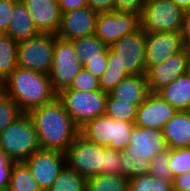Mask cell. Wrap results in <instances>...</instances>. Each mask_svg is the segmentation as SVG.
Listing matches in <instances>:
<instances>
[{
    "instance_id": "cell-1",
    "label": "cell",
    "mask_w": 190,
    "mask_h": 191,
    "mask_svg": "<svg viewBox=\"0 0 190 191\" xmlns=\"http://www.w3.org/2000/svg\"><path fill=\"white\" fill-rule=\"evenodd\" d=\"M146 73L145 31L140 28L109 46L107 69L99 87L108 93L127 76Z\"/></svg>"
},
{
    "instance_id": "cell-2",
    "label": "cell",
    "mask_w": 190,
    "mask_h": 191,
    "mask_svg": "<svg viewBox=\"0 0 190 191\" xmlns=\"http://www.w3.org/2000/svg\"><path fill=\"white\" fill-rule=\"evenodd\" d=\"M28 115L35 125L40 149L65 153L79 135V128L57 97Z\"/></svg>"
},
{
    "instance_id": "cell-3",
    "label": "cell",
    "mask_w": 190,
    "mask_h": 191,
    "mask_svg": "<svg viewBox=\"0 0 190 191\" xmlns=\"http://www.w3.org/2000/svg\"><path fill=\"white\" fill-rule=\"evenodd\" d=\"M0 90L26 114L57 97L49 75L19 66L0 84Z\"/></svg>"
},
{
    "instance_id": "cell-4",
    "label": "cell",
    "mask_w": 190,
    "mask_h": 191,
    "mask_svg": "<svg viewBox=\"0 0 190 191\" xmlns=\"http://www.w3.org/2000/svg\"><path fill=\"white\" fill-rule=\"evenodd\" d=\"M0 149L12 162H24L40 149L31 117L23 113L0 133Z\"/></svg>"
},
{
    "instance_id": "cell-5",
    "label": "cell",
    "mask_w": 190,
    "mask_h": 191,
    "mask_svg": "<svg viewBox=\"0 0 190 191\" xmlns=\"http://www.w3.org/2000/svg\"><path fill=\"white\" fill-rule=\"evenodd\" d=\"M107 95L102 90L83 92L67 88L57 98L80 129L90 120L105 115Z\"/></svg>"
},
{
    "instance_id": "cell-6",
    "label": "cell",
    "mask_w": 190,
    "mask_h": 191,
    "mask_svg": "<svg viewBox=\"0 0 190 191\" xmlns=\"http://www.w3.org/2000/svg\"><path fill=\"white\" fill-rule=\"evenodd\" d=\"M184 14L172 0H146L140 14V28L149 33H181Z\"/></svg>"
},
{
    "instance_id": "cell-7",
    "label": "cell",
    "mask_w": 190,
    "mask_h": 191,
    "mask_svg": "<svg viewBox=\"0 0 190 191\" xmlns=\"http://www.w3.org/2000/svg\"><path fill=\"white\" fill-rule=\"evenodd\" d=\"M82 68L83 64L75 52L72 41L63 40L55 35L52 67L48 74L53 91L59 94L69 88Z\"/></svg>"
},
{
    "instance_id": "cell-8",
    "label": "cell",
    "mask_w": 190,
    "mask_h": 191,
    "mask_svg": "<svg viewBox=\"0 0 190 191\" xmlns=\"http://www.w3.org/2000/svg\"><path fill=\"white\" fill-rule=\"evenodd\" d=\"M55 35L40 33L18 43L17 66L48 75L53 61Z\"/></svg>"
},
{
    "instance_id": "cell-9",
    "label": "cell",
    "mask_w": 190,
    "mask_h": 191,
    "mask_svg": "<svg viewBox=\"0 0 190 191\" xmlns=\"http://www.w3.org/2000/svg\"><path fill=\"white\" fill-rule=\"evenodd\" d=\"M66 165L82 177L101 174L103 146L87 141L80 134L65 152Z\"/></svg>"
},
{
    "instance_id": "cell-10",
    "label": "cell",
    "mask_w": 190,
    "mask_h": 191,
    "mask_svg": "<svg viewBox=\"0 0 190 191\" xmlns=\"http://www.w3.org/2000/svg\"><path fill=\"white\" fill-rule=\"evenodd\" d=\"M140 29V15L110 11L98 13L95 35L108 47Z\"/></svg>"
},
{
    "instance_id": "cell-11",
    "label": "cell",
    "mask_w": 190,
    "mask_h": 191,
    "mask_svg": "<svg viewBox=\"0 0 190 191\" xmlns=\"http://www.w3.org/2000/svg\"><path fill=\"white\" fill-rule=\"evenodd\" d=\"M42 191H47L66 165L65 153L39 149L24 161Z\"/></svg>"
},
{
    "instance_id": "cell-12",
    "label": "cell",
    "mask_w": 190,
    "mask_h": 191,
    "mask_svg": "<svg viewBox=\"0 0 190 191\" xmlns=\"http://www.w3.org/2000/svg\"><path fill=\"white\" fill-rule=\"evenodd\" d=\"M184 49L181 33L145 32L146 71Z\"/></svg>"
},
{
    "instance_id": "cell-13",
    "label": "cell",
    "mask_w": 190,
    "mask_h": 191,
    "mask_svg": "<svg viewBox=\"0 0 190 191\" xmlns=\"http://www.w3.org/2000/svg\"><path fill=\"white\" fill-rule=\"evenodd\" d=\"M97 16L98 13L89 6L62 13L56 36L69 41L92 36L95 34Z\"/></svg>"
},
{
    "instance_id": "cell-14",
    "label": "cell",
    "mask_w": 190,
    "mask_h": 191,
    "mask_svg": "<svg viewBox=\"0 0 190 191\" xmlns=\"http://www.w3.org/2000/svg\"><path fill=\"white\" fill-rule=\"evenodd\" d=\"M167 149L163 130L135 126L128 147L122 152L129 155L144 156L152 161L158 153Z\"/></svg>"
},
{
    "instance_id": "cell-15",
    "label": "cell",
    "mask_w": 190,
    "mask_h": 191,
    "mask_svg": "<svg viewBox=\"0 0 190 191\" xmlns=\"http://www.w3.org/2000/svg\"><path fill=\"white\" fill-rule=\"evenodd\" d=\"M178 111L157 93H150L146 101L138 107L134 124L138 127H149L163 130L165 123Z\"/></svg>"
},
{
    "instance_id": "cell-16",
    "label": "cell",
    "mask_w": 190,
    "mask_h": 191,
    "mask_svg": "<svg viewBox=\"0 0 190 191\" xmlns=\"http://www.w3.org/2000/svg\"><path fill=\"white\" fill-rule=\"evenodd\" d=\"M185 73H187V60L184 48L146 73L148 87L152 93H156Z\"/></svg>"
},
{
    "instance_id": "cell-17",
    "label": "cell",
    "mask_w": 190,
    "mask_h": 191,
    "mask_svg": "<svg viewBox=\"0 0 190 191\" xmlns=\"http://www.w3.org/2000/svg\"><path fill=\"white\" fill-rule=\"evenodd\" d=\"M30 12L31 18L40 33L56 35L61 12L58 0H21Z\"/></svg>"
},
{
    "instance_id": "cell-18",
    "label": "cell",
    "mask_w": 190,
    "mask_h": 191,
    "mask_svg": "<svg viewBox=\"0 0 190 191\" xmlns=\"http://www.w3.org/2000/svg\"><path fill=\"white\" fill-rule=\"evenodd\" d=\"M151 91L148 87L146 74L129 75L121 80L108 95L120 101H130V103L140 106L143 104Z\"/></svg>"
},
{
    "instance_id": "cell-19",
    "label": "cell",
    "mask_w": 190,
    "mask_h": 191,
    "mask_svg": "<svg viewBox=\"0 0 190 191\" xmlns=\"http://www.w3.org/2000/svg\"><path fill=\"white\" fill-rule=\"evenodd\" d=\"M169 149L190 147V116L187 111H178L163 128Z\"/></svg>"
},
{
    "instance_id": "cell-20",
    "label": "cell",
    "mask_w": 190,
    "mask_h": 191,
    "mask_svg": "<svg viewBox=\"0 0 190 191\" xmlns=\"http://www.w3.org/2000/svg\"><path fill=\"white\" fill-rule=\"evenodd\" d=\"M40 34L27 7L19 0L15 6L6 35L17 42L30 40Z\"/></svg>"
},
{
    "instance_id": "cell-21",
    "label": "cell",
    "mask_w": 190,
    "mask_h": 191,
    "mask_svg": "<svg viewBox=\"0 0 190 191\" xmlns=\"http://www.w3.org/2000/svg\"><path fill=\"white\" fill-rule=\"evenodd\" d=\"M156 93L177 111H187L190 107V73L181 75Z\"/></svg>"
},
{
    "instance_id": "cell-22",
    "label": "cell",
    "mask_w": 190,
    "mask_h": 191,
    "mask_svg": "<svg viewBox=\"0 0 190 191\" xmlns=\"http://www.w3.org/2000/svg\"><path fill=\"white\" fill-rule=\"evenodd\" d=\"M87 141L107 147L111 141V117L98 116L79 129Z\"/></svg>"
},
{
    "instance_id": "cell-23",
    "label": "cell",
    "mask_w": 190,
    "mask_h": 191,
    "mask_svg": "<svg viewBox=\"0 0 190 191\" xmlns=\"http://www.w3.org/2000/svg\"><path fill=\"white\" fill-rule=\"evenodd\" d=\"M18 43L6 34H0V84L17 67Z\"/></svg>"
},
{
    "instance_id": "cell-24",
    "label": "cell",
    "mask_w": 190,
    "mask_h": 191,
    "mask_svg": "<svg viewBox=\"0 0 190 191\" xmlns=\"http://www.w3.org/2000/svg\"><path fill=\"white\" fill-rule=\"evenodd\" d=\"M75 52L83 66L90 59L101 58L109 47L103 43L95 34L72 40Z\"/></svg>"
},
{
    "instance_id": "cell-25",
    "label": "cell",
    "mask_w": 190,
    "mask_h": 191,
    "mask_svg": "<svg viewBox=\"0 0 190 191\" xmlns=\"http://www.w3.org/2000/svg\"><path fill=\"white\" fill-rule=\"evenodd\" d=\"M86 191H129V178L118 175H95L86 179Z\"/></svg>"
},
{
    "instance_id": "cell-26",
    "label": "cell",
    "mask_w": 190,
    "mask_h": 191,
    "mask_svg": "<svg viewBox=\"0 0 190 191\" xmlns=\"http://www.w3.org/2000/svg\"><path fill=\"white\" fill-rule=\"evenodd\" d=\"M8 189L11 191H42L24 162L13 164Z\"/></svg>"
},
{
    "instance_id": "cell-27",
    "label": "cell",
    "mask_w": 190,
    "mask_h": 191,
    "mask_svg": "<svg viewBox=\"0 0 190 191\" xmlns=\"http://www.w3.org/2000/svg\"><path fill=\"white\" fill-rule=\"evenodd\" d=\"M47 191H86V178L65 165Z\"/></svg>"
},
{
    "instance_id": "cell-28",
    "label": "cell",
    "mask_w": 190,
    "mask_h": 191,
    "mask_svg": "<svg viewBox=\"0 0 190 191\" xmlns=\"http://www.w3.org/2000/svg\"><path fill=\"white\" fill-rule=\"evenodd\" d=\"M138 105L107 95L105 115L113 120L135 122Z\"/></svg>"
},
{
    "instance_id": "cell-29",
    "label": "cell",
    "mask_w": 190,
    "mask_h": 191,
    "mask_svg": "<svg viewBox=\"0 0 190 191\" xmlns=\"http://www.w3.org/2000/svg\"><path fill=\"white\" fill-rule=\"evenodd\" d=\"M121 175L127 178L149 174L151 161L144 156L124 154L120 151Z\"/></svg>"
},
{
    "instance_id": "cell-30",
    "label": "cell",
    "mask_w": 190,
    "mask_h": 191,
    "mask_svg": "<svg viewBox=\"0 0 190 191\" xmlns=\"http://www.w3.org/2000/svg\"><path fill=\"white\" fill-rule=\"evenodd\" d=\"M135 126L134 122L113 120L111 118V141L107 147L117 151L126 149Z\"/></svg>"
},
{
    "instance_id": "cell-31",
    "label": "cell",
    "mask_w": 190,
    "mask_h": 191,
    "mask_svg": "<svg viewBox=\"0 0 190 191\" xmlns=\"http://www.w3.org/2000/svg\"><path fill=\"white\" fill-rule=\"evenodd\" d=\"M129 191H173V185L172 182L145 174L129 178Z\"/></svg>"
},
{
    "instance_id": "cell-32",
    "label": "cell",
    "mask_w": 190,
    "mask_h": 191,
    "mask_svg": "<svg viewBox=\"0 0 190 191\" xmlns=\"http://www.w3.org/2000/svg\"><path fill=\"white\" fill-rule=\"evenodd\" d=\"M22 114L17 104L0 90V133Z\"/></svg>"
},
{
    "instance_id": "cell-33",
    "label": "cell",
    "mask_w": 190,
    "mask_h": 191,
    "mask_svg": "<svg viewBox=\"0 0 190 191\" xmlns=\"http://www.w3.org/2000/svg\"><path fill=\"white\" fill-rule=\"evenodd\" d=\"M169 168L174 177L190 170V147L169 149Z\"/></svg>"
},
{
    "instance_id": "cell-34",
    "label": "cell",
    "mask_w": 190,
    "mask_h": 191,
    "mask_svg": "<svg viewBox=\"0 0 190 191\" xmlns=\"http://www.w3.org/2000/svg\"><path fill=\"white\" fill-rule=\"evenodd\" d=\"M169 148L158 153L151 161L149 174L156 179L173 182V176L169 168Z\"/></svg>"
},
{
    "instance_id": "cell-35",
    "label": "cell",
    "mask_w": 190,
    "mask_h": 191,
    "mask_svg": "<svg viewBox=\"0 0 190 191\" xmlns=\"http://www.w3.org/2000/svg\"><path fill=\"white\" fill-rule=\"evenodd\" d=\"M69 88L83 92L101 90L99 87V79L93 76L84 67L76 75L75 79L73 80Z\"/></svg>"
},
{
    "instance_id": "cell-36",
    "label": "cell",
    "mask_w": 190,
    "mask_h": 191,
    "mask_svg": "<svg viewBox=\"0 0 190 191\" xmlns=\"http://www.w3.org/2000/svg\"><path fill=\"white\" fill-rule=\"evenodd\" d=\"M120 163V151L103 147V166L101 167V174H121Z\"/></svg>"
},
{
    "instance_id": "cell-37",
    "label": "cell",
    "mask_w": 190,
    "mask_h": 191,
    "mask_svg": "<svg viewBox=\"0 0 190 191\" xmlns=\"http://www.w3.org/2000/svg\"><path fill=\"white\" fill-rule=\"evenodd\" d=\"M19 0H0V34H6L15 4Z\"/></svg>"
},
{
    "instance_id": "cell-38",
    "label": "cell",
    "mask_w": 190,
    "mask_h": 191,
    "mask_svg": "<svg viewBox=\"0 0 190 191\" xmlns=\"http://www.w3.org/2000/svg\"><path fill=\"white\" fill-rule=\"evenodd\" d=\"M107 62L108 49L103 54H101V58L90 59L83 67L93 76L100 79L107 69Z\"/></svg>"
},
{
    "instance_id": "cell-39",
    "label": "cell",
    "mask_w": 190,
    "mask_h": 191,
    "mask_svg": "<svg viewBox=\"0 0 190 191\" xmlns=\"http://www.w3.org/2000/svg\"><path fill=\"white\" fill-rule=\"evenodd\" d=\"M146 0H115L114 11L141 14Z\"/></svg>"
},
{
    "instance_id": "cell-40",
    "label": "cell",
    "mask_w": 190,
    "mask_h": 191,
    "mask_svg": "<svg viewBox=\"0 0 190 191\" xmlns=\"http://www.w3.org/2000/svg\"><path fill=\"white\" fill-rule=\"evenodd\" d=\"M14 163L0 149V191H5L9 186V178Z\"/></svg>"
},
{
    "instance_id": "cell-41",
    "label": "cell",
    "mask_w": 190,
    "mask_h": 191,
    "mask_svg": "<svg viewBox=\"0 0 190 191\" xmlns=\"http://www.w3.org/2000/svg\"><path fill=\"white\" fill-rule=\"evenodd\" d=\"M115 0H88V6L97 13L114 11Z\"/></svg>"
},
{
    "instance_id": "cell-42",
    "label": "cell",
    "mask_w": 190,
    "mask_h": 191,
    "mask_svg": "<svg viewBox=\"0 0 190 191\" xmlns=\"http://www.w3.org/2000/svg\"><path fill=\"white\" fill-rule=\"evenodd\" d=\"M173 191L190 190V170L173 178Z\"/></svg>"
},
{
    "instance_id": "cell-43",
    "label": "cell",
    "mask_w": 190,
    "mask_h": 191,
    "mask_svg": "<svg viewBox=\"0 0 190 191\" xmlns=\"http://www.w3.org/2000/svg\"><path fill=\"white\" fill-rule=\"evenodd\" d=\"M61 14L88 6V0H58Z\"/></svg>"
},
{
    "instance_id": "cell-44",
    "label": "cell",
    "mask_w": 190,
    "mask_h": 191,
    "mask_svg": "<svg viewBox=\"0 0 190 191\" xmlns=\"http://www.w3.org/2000/svg\"><path fill=\"white\" fill-rule=\"evenodd\" d=\"M184 46L190 45V11H185L181 29Z\"/></svg>"
},
{
    "instance_id": "cell-45",
    "label": "cell",
    "mask_w": 190,
    "mask_h": 191,
    "mask_svg": "<svg viewBox=\"0 0 190 191\" xmlns=\"http://www.w3.org/2000/svg\"><path fill=\"white\" fill-rule=\"evenodd\" d=\"M176 5L184 11H190V0H172Z\"/></svg>"
},
{
    "instance_id": "cell-46",
    "label": "cell",
    "mask_w": 190,
    "mask_h": 191,
    "mask_svg": "<svg viewBox=\"0 0 190 191\" xmlns=\"http://www.w3.org/2000/svg\"><path fill=\"white\" fill-rule=\"evenodd\" d=\"M187 60V73H190V45L184 46Z\"/></svg>"
},
{
    "instance_id": "cell-47",
    "label": "cell",
    "mask_w": 190,
    "mask_h": 191,
    "mask_svg": "<svg viewBox=\"0 0 190 191\" xmlns=\"http://www.w3.org/2000/svg\"><path fill=\"white\" fill-rule=\"evenodd\" d=\"M187 112H188V114H189V116H190V107L188 108Z\"/></svg>"
}]
</instances>
